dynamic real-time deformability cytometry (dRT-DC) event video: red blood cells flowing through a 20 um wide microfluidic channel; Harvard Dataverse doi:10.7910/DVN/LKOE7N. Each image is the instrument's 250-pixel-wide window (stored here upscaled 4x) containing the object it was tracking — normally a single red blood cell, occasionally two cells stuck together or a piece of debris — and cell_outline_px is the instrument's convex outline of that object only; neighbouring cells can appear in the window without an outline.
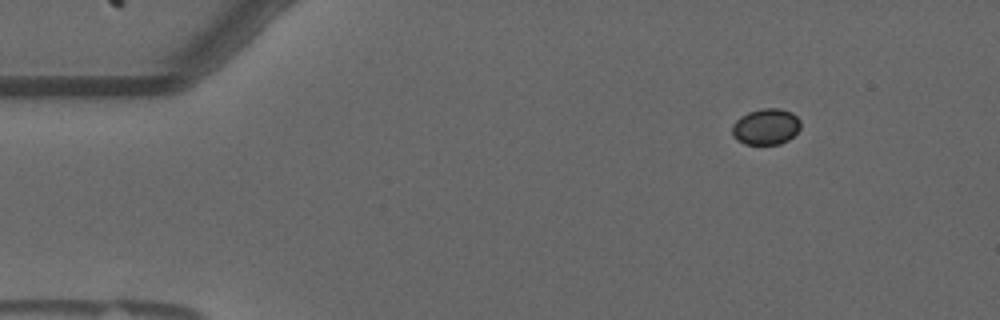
{"species": "common noctule bat (a hibernating species)", "species_latin": "Nyctalus noctula", "temperature_condition": "warm", "stored_images_in_passage": 13, "camera_frame_rate_fps": 3000, "um_per_image_px": 0.085, "animal": {"sex": "male", "forearm_length_mm": 52.5}, "frame": {"image": 1, "passage_image": 8, "time_ms": 2.333, "image_size_px": [1000, 320], "cell_outline_px": [[800, 128], [788, 140], [780, 144], [744, 144], [736, 140], [732, 136], [732, 124], [740, 116], [748, 112], [764, 108], [780, 108], [792, 112], [800, 120]], "centroid_in_image_um": [65.08, 10.76], "position_along_channel_um": 19.9, "area_um2": 14.51}}